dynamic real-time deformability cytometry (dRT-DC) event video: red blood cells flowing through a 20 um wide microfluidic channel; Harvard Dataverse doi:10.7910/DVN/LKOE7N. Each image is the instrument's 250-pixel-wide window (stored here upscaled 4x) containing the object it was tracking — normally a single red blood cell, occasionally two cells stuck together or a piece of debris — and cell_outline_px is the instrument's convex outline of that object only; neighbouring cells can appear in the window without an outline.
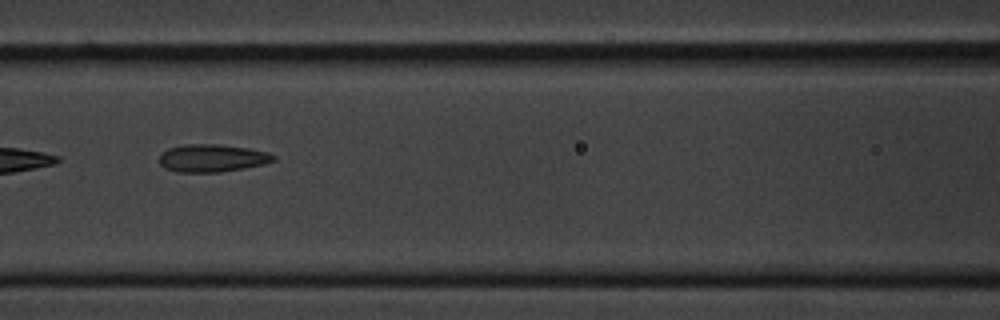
{"species": "common noctule bat (a hibernating species)", "species_latin": "Nyctalus noctula", "temperature_condition": "cold", "stored_images_in_passage": 9, "camera_frame_rate_fps": 3000, "um_per_image_px": 0.085, "animal": {"sex": "male", "body_mass_g": 20.1, "forearm_length_mm": 53.5}, "frame": {"image": 1, "passage_image": 8, "time_ms": 2.333, "image_size_px": [1000, 320], "cell_outline_px": [[276, 160], [264, 164], [244, 168], [220, 172], [176, 172], [164, 168], [160, 164], [160, 156], [168, 148], [184, 144], [220, 144], [248, 148], [268, 152], [276, 156]], "centroid_in_image_um": [18.05, 13.44], "position_along_channel_um": 148.6, "area_um2": 18.5}}